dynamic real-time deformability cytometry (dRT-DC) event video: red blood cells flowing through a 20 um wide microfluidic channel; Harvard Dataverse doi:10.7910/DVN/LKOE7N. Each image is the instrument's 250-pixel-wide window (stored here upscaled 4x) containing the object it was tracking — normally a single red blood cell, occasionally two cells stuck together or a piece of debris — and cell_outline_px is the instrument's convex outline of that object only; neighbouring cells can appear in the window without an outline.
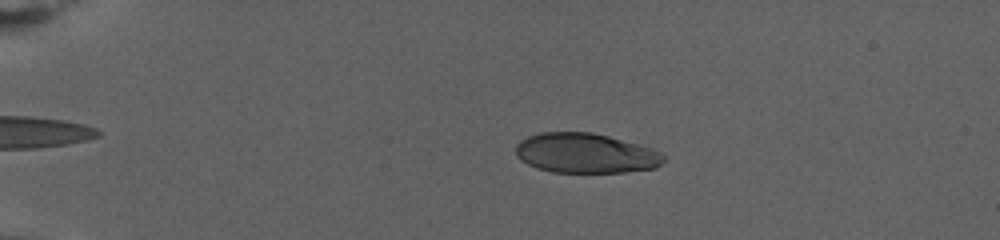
{"species": "human", "species_latin": "Homo sapiens", "temperature_condition": "warm", "stored_images_in_passage": 79, "camera_frame_rate_fps": 3000, "um_per_image_px": 0.085, "donor": {"sex": "female"}, "frame": {"image": 1, "passage_image": 18, "time_ms": 5.667, "image_size_px": [1000, 240], "cell_outline_px": [[664, 160], [656, 168], [624, 172], [552, 172], [536, 168], [520, 160], [516, 156], [516, 144], [520, 140], [528, 136], [540, 132], [592, 132], [608, 136], [636, 144], [660, 152], [664, 156]], "centroid_in_image_um": [49.72, 13.02], "position_along_channel_um": 35.3, "area_um2": 34.22}}
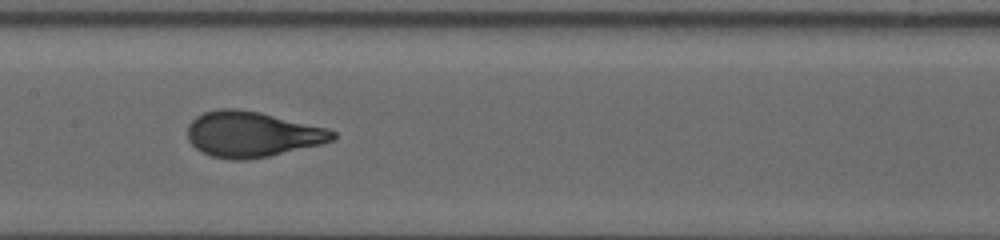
{"frame": {"image": 2, "passage_image": 43, "time_ms": 14.0, "image_size_px": [1000, 240], "cell_outline_px": [[336, 136], [332, 140], [320, 144], [268, 156], [244, 160], [232, 160], [212, 156], [200, 152], [188, 140], [188, 124], [196, 116], [204, 112], [216, 108], [236, 108], [260, 112], [328, 128], [336, 132]], "centroid_in_image_um": [21.39, 11.4], "position_along_channel_um": 186.0, "area_um2": 38.55}}
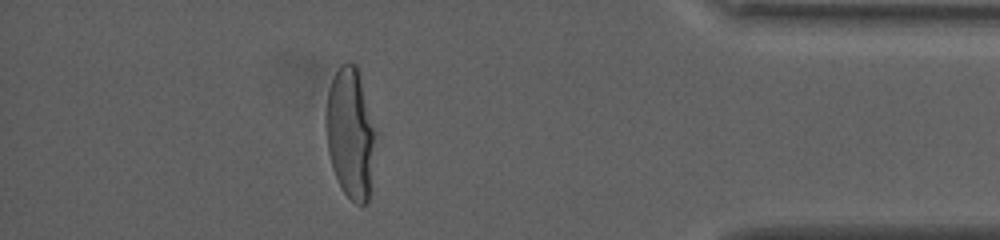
{"frame": {"image": 3, "passage_image": 71, "time_ms": 23.333, "image_size_px": [1000, 240], "cell_outline_px": [[372, 144], [368, 204], [356, 204], [344, 192], [332, 168], [328, 152], [324, 124], [324, 116], [328, 92], [332, 80], [340, 64], [348, 60], [356, 64], [372, 128]], "centroid_in_image_um": [29.68, 11.3], "position_along_channel_um": 405.5, "area_um2": 36.18}, "authors_computed_cell_mechanics": {"area_um2": 37.0498, "velocity_mm_per_s": 2.6939, "shape_relaxation_time_tau1_ms": 6.5457, "shape_relaxation_time_tau2_ms": null, "deformation_change_tau1": 0.2609, "deformation_change_tau2": null}}